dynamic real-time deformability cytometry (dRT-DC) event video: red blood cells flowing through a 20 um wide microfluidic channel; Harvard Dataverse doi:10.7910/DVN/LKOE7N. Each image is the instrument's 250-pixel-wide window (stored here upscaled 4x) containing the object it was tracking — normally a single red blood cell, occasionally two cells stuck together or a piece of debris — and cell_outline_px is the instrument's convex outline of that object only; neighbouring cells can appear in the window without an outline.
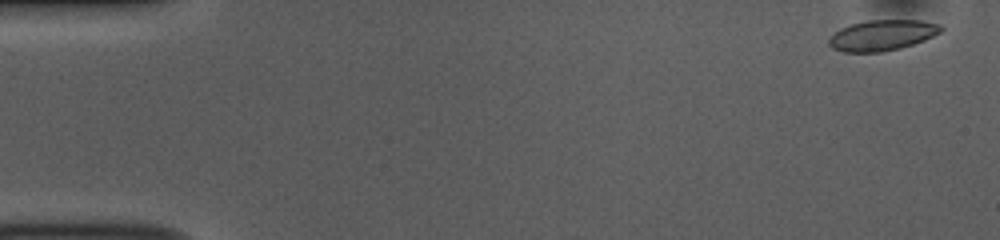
{"species": "common noctule bat (a hibernating species)", "species_latin": "Nyctalus noctula", "temperature_condition": "room temperature", "stored_images_in_passage": 53, "camera_frame_rate_fps": 3000, "um_per_image_px": 0.085, "animal": {"sex": "female", "body_mass_g": 10.0, "forearm_length_mm": 53.1}, "frame": {"image": 1, "passage_image": 2, "time_ms": 0.333, "image_size_px": [1000, 240], "cell_outline_px": [[944, 28], [940, 32], [924, 40], [900, 48], [884, 52], [844, 52], [832, 48], [828, 44], [828, 40], [840, 28], [852, 24], [868, 20], [920, 20], [940, 24]], "centroid_in_image_um": [74.99, 3.0], "position_along_channel_um": 10.0, "area_um2": 19.94}}
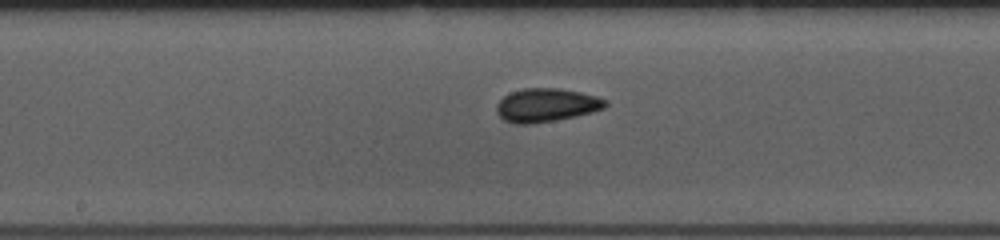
{"frame": {"image": 2, "passage_image": 27, "time_ms": 8.667, "image_size_px": [1000, 240], "cell_outline_px": [[608, 104], [604, 108], [592, 112], [576, 116], [556, 120], [532, 124], [516, 124], [504, 120], [496, 112], [496, 104], [504, 96], [512, 92], [524, 88], [560, 88], [580, 92], [596, 96], [608, 100]], "centroid_in_image_um": [46.45, 8.94], "position_along_channel_um": 201.8, "area_um2": 21.33}}
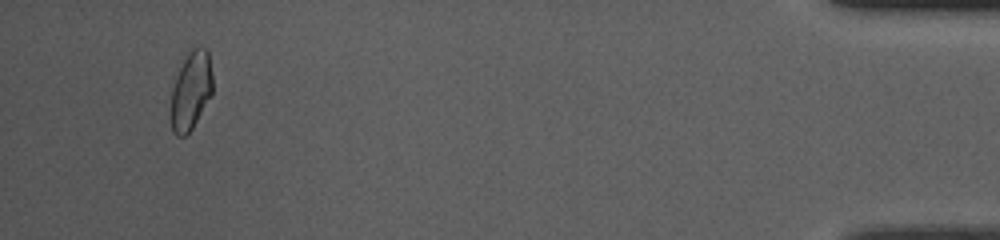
{"frame": {"image": 3, "passage_image": 50, "time_ms": 16.333, "image_size_px": [1000, 240], "cell_outline_px": [[212, 92], [192, 128], [184, 136], [176, 136], [172, 132], [172, 88], [180, 60], [192, 48], [208, 48], [212, 76]], "centroid_in_image_um": [16.22, 7.64], "position_along_channel_um": 419.0, "area_um2": 18.96}, "authors_computed_cell_mechanics": {"area_um2": 20.2878, "velocity_mm_per_s": 3.7968, "shape_relaxation_time_tau1_ms": 3.1307, "shape_relaxation_time_tau2_ms": 1.7479, "deformation_change_tau1": 0.0814, "deformation_change_tau2": 0.0659}}